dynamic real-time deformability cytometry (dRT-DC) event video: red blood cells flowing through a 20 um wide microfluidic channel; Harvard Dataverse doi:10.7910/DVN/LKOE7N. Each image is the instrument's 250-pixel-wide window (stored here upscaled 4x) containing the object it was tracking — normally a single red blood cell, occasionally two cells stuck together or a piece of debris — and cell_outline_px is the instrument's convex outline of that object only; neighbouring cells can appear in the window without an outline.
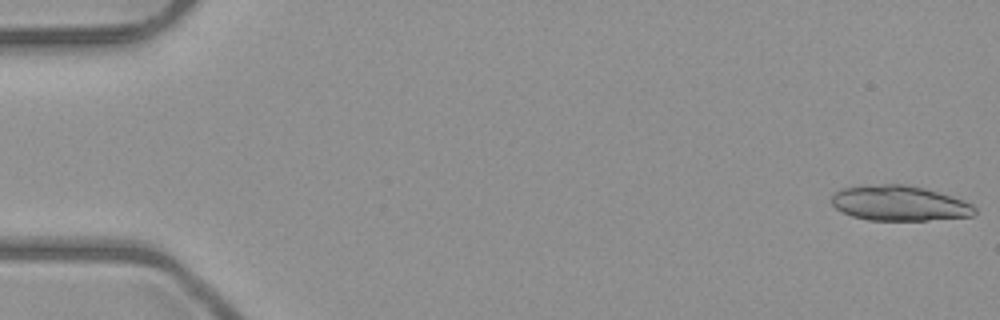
{"species": "common noctule bat (a hibernating species)", "species_latin": "Nyctalus noctula", "temperature_condition": "room temperature", "stored_images_in_passage": 7, "segment_of_instrument_passage": [1, 2], "camera_frame_rate_fps": 3000, "um_per_image_px": 0.085, "animal": {"sex": "male", "body_mass_g": 23.1, "forearm_length_mm": 52.7}, "frame": {"image": 1, "passage_image": 1, "time_ms": 0.0, "image_size_px": [1000, 320], "cell_outline_px": [[976, 212], [972, 216], [928, 220], [868, 220], [852, 216], [836, 208], [832, 204], [832, 196], [840, 188], [864, 184], [904, 184], [924, 188], [952, 196], [964, 200], [972, 204], [976, 208]], "centroid_in_image_um": [76.44, 17.26], "position_along_channel_um": 8.6, "area_um2": 29.48}}